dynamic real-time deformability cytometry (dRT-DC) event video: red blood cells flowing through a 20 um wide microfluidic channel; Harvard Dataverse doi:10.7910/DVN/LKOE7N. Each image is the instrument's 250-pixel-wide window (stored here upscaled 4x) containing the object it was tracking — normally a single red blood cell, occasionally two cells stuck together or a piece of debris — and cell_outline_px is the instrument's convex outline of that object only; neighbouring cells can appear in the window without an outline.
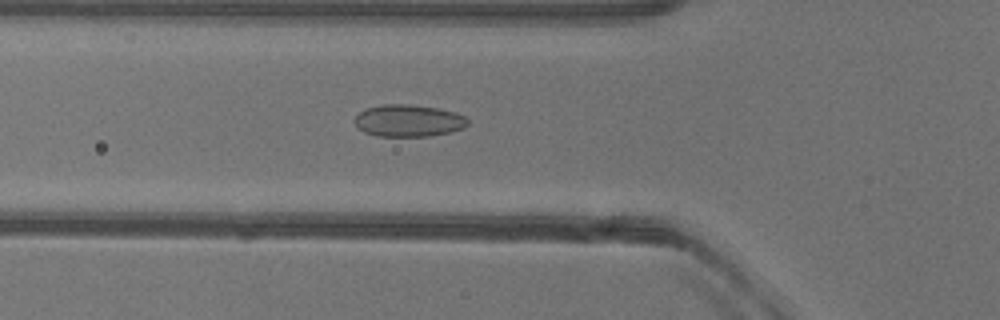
{"species": "common noctule bat (a hibernating species)", "species_latin": "Nyctalus noctula", "temperature_condition": "warm", "stored_images_in_passage": 52, "camera_frame_rate_fps": 3000, "um_per_image_px": 0.085, "animal": {"sex": "female"}, "frame": {"image": 1, "passage_image": 18, "time_ms": 5.667, "image_size_px": [1000, 320], "cell_outline_px": [[468, 124], [464, 128], [452, 132], [428, 136], [376, 136], [364, 132], [356, 124], [356, 116], [364, 108], [384, 104], [408, 104], [436, 108], [456, 112], [464, 116], [468, 120]], "centroid_in_image_um": [34.74, 10.26], "position_along_channel_um": 91.1, "area_um2": 21.1}}
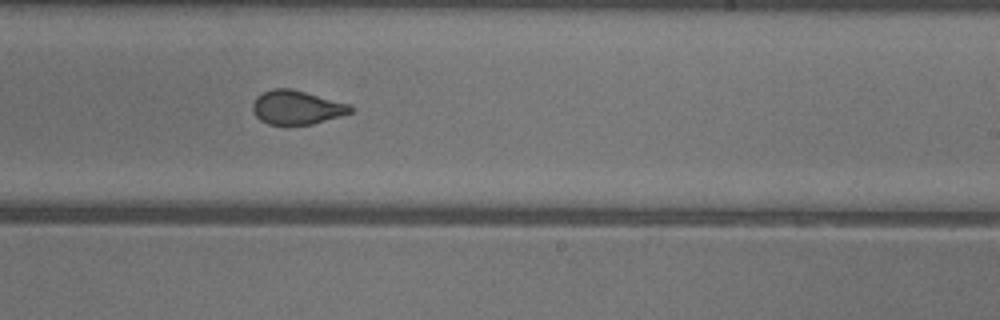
{"frame": {"image": 2, "passage_image": 31, "time_ms": 10.0, "image_size_px": [1000, 320], "cell_outline_px": [[352, 112], [340, 116], [312, 124], [268, 124], [260, 120], [252, 112], [252, 104], [256, 96], [272, 88], [292, 88], [348, 104], [352, 108]], "centroid_in_image_um": [25.17, 9.12], "position_along_channel_um": 263.8, "area_um2": 19.19}}
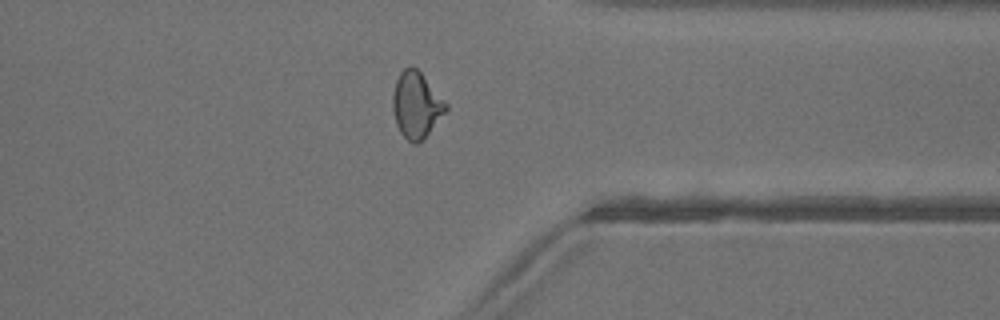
{"frame": {"image": 3, "passage_image": 40, "time_ms": 13.0, "image_size_px": [1000, 320], "cell_outline_px": [[448, 108], [428, 132], [416, 144], [412, 144], [400, 132], [396, 124], [392, 108], [392, 96], [396, 80], [400, 72], [404, 68], [412, 64], [420, 72], [448, 104]], "centroid_in_image_um": [35.35, 8.89], "position_along_channel_um": 376.0, "area_um2": 20.17}, "authors_computed_cell_mechanics": {"area_um2": 20.4612, "velocity_mm_per_s": 3.969, "shape_relaxation_time_tau1_ms": null, "shape_relaxation_time_tau2_ms": 0.9872, "deformation_change_tau1": null, "deformation_change_tau2": 0.0724}}